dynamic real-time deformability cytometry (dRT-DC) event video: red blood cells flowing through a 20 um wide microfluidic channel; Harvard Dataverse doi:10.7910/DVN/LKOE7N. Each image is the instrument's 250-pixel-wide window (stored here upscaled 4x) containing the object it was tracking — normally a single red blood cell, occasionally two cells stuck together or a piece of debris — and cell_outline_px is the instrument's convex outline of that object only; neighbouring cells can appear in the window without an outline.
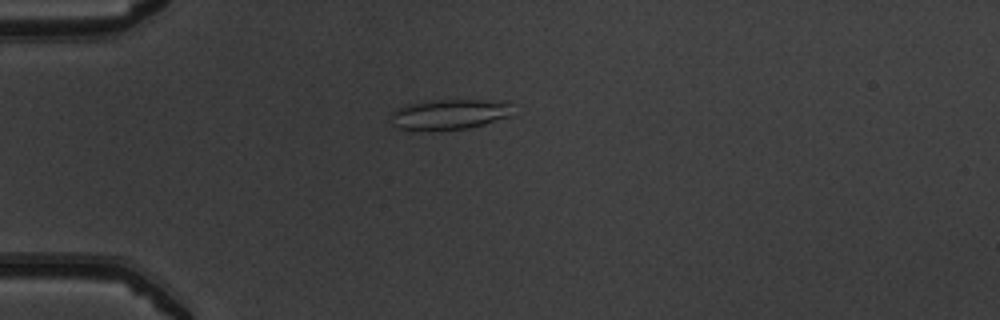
{"species": "common noctule bat (a hibernating species)", "species_latin": "Nyctalus noctula", "temperature_condition": "warm", "stored_images_in_passage": 42, "camera_frame_rate_fps": 3000, "um_per_image_px": 0.085, "animal": {"sex": "male", "body_mass_g": 19.5, "forearm_length_mm": 54.6}, "frame": {"image": 1, "passage_image": 5, "time_ms": 1.333, "image_size_px": [1000, 320], "cell_outline_px": [[516, 116], [468, 128], [396, 128], [388, 120], [392, 112], [396, 108], [408, 104], [432, 100], [508, 100], [512, 104]], "centroid_in_image_um": [38.33, 9.67], "position_along_channel_um": 46.7, "area_um2": 21.62}}
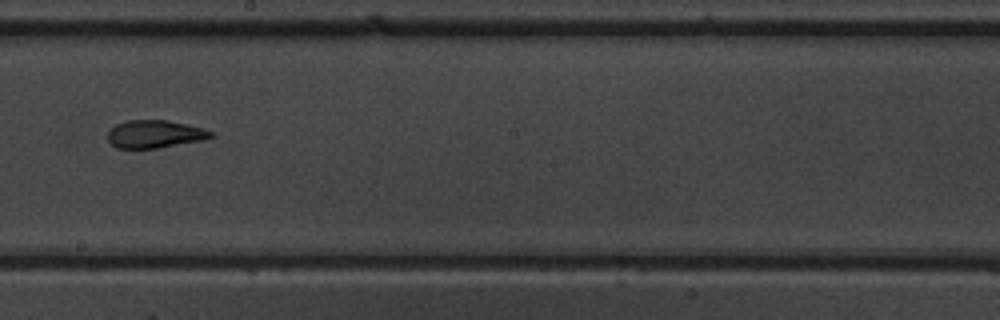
{"frame": {"image": 2, "passage_image": 21, "time_ms": 6.667, "image_size_px": [1000, 320], "cell_outline_px": [[216, 136], [204, 140], [156, 148], [116, 148], [108, 140], [108, 132], [116, 124], [128, 120], [168, 120], [188, 124], [204, 128], [212, 132]], "centroid_in_image_um": [13.2, 11.39], "position_along_channel_um": 235.0, "area_um2": 16.76}}
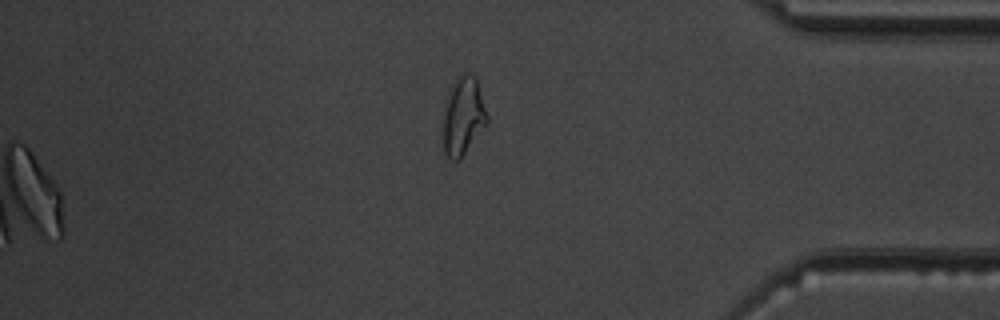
{"frame": {"image": 3, "passage_image": 35, "time_ms": 11.333, "image_size_px": [1000, 320], "cell_outline_px": [[488, 124], [460, 160], [452, 160], [444, 152], [444, 112], [452, 84], [456, 76], [460, 72], [468, 72], [476, 76], [488, 116]], "centroid_in_image_um": [39.41, 9.84], "position_along_channel_um": 395.8, "area_um2": 20.11}, "authors_computed_cell_mechanics": {"area_um2": 17.7157, "velocity_mm_per_s": 3.9545, "shape_relaxation_time_tau1_ms": null, "shape_relaxation_time_tau2_ms": 2.3556, "deformation_change_tau1": null, "deformation_change_tau2": 0.0965}}